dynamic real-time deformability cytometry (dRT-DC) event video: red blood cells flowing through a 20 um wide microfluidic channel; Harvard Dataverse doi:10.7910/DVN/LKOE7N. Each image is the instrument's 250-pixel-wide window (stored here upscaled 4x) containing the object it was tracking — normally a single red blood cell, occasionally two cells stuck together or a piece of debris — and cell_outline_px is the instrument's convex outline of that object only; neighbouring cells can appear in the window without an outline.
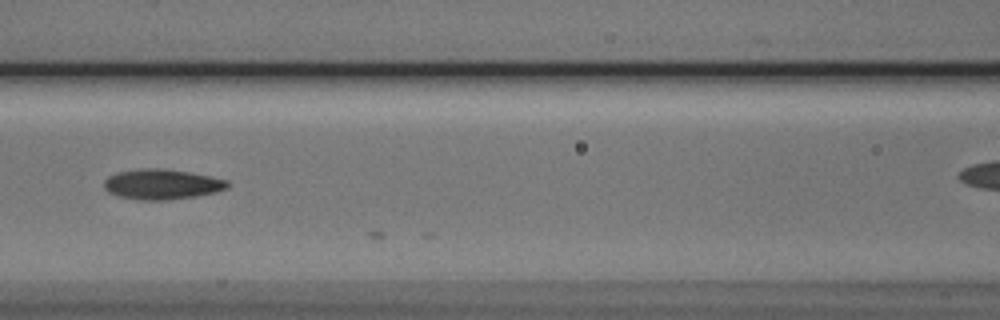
{"species": "Egyptian fruit bat (a non-hibernating species)", "species_latin": "Rousettus aegyptiacus", "temperature_condition": "cold", "stored_images_in_passage": 9, "camera_frame_rate_fps": 3000, "um_per_image_px": 0.085, "animal": {"sex": "male"}, "frame": {"image": 1, "passage_image": 7, "time_ms": 8.0, "image_size_px": [1000, 320], "cell_outline_px": [[228, 188], [216, 192], [196, 196], [168, 200], [140, 200], [120, 196], [108, 192], [104, 188], [104, 180], [108, 176], [116, 172], [136, 168], [164, 168], [212, 176], [228, 180]], "centroid_in_image_um": [13.75, 15.65], "position_along_channel_um": 152.8, "area_um2": 21.96}}